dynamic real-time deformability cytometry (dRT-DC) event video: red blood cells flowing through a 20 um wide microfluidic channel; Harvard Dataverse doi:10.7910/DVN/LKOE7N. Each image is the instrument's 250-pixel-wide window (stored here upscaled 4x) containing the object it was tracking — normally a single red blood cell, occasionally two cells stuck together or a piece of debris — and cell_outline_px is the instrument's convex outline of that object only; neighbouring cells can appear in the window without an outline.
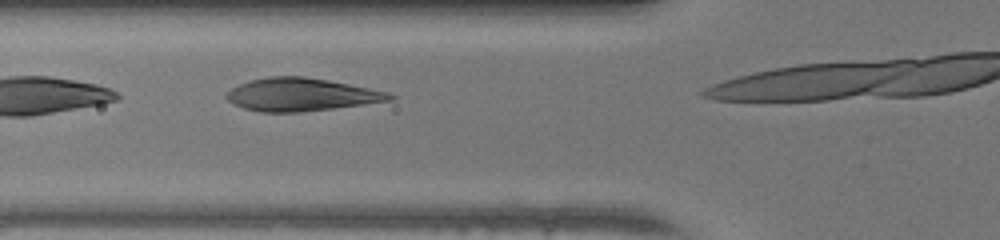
{"species": "human", "species_latin": "Homo sapiens", "temperature_condition": "warm", "stored_images_in_passage": 10, "camera_frame_rate_fps": 3000, "um_per_image_px": 0.085, "donor": {"sex": "female"}, "frame": {"image": 1, "passage_image": 4, "time_ms": 1.0, "image_size_px": [1000, 240], "cell_outline_px": [[396, 96], [392, 100], [364, 104], [300, 112], [260, 112], [244, 108], [228, 100], [224, 96], [232, 88], [248, 80], [268, 76], [304, 76], [328, 80], [388, 92]], "centroid_in_image_um": [25.58, 8.03], "position_along_channel_um": 100.2, "area_um2": 31.04}}